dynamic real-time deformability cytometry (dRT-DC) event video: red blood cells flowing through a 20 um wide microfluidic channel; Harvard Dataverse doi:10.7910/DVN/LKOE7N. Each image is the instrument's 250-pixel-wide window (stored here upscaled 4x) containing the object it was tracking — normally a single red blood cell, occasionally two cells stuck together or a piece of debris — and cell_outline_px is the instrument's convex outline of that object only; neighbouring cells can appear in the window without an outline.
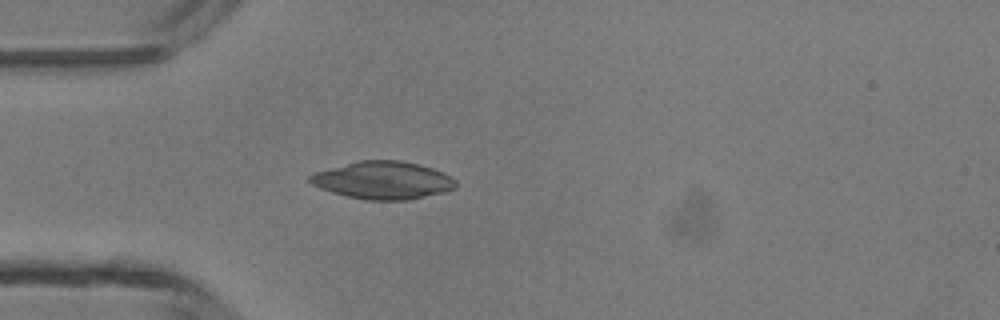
{"species": "common noctule bat (a hibernating species)", "species_latin": "Nyctalus noctula", "temperature_condition": "room temperature", "stored_images_in_passage": 34, "camera_frame_rate_fps": 3000, "um_per_image_px": 0.085, "animal": {"sex": "male", "body_mass_g": 13.3}, "frame": {"image": 1, "passage_image": 1, "time_ms": 0.0, "image_size_px": [1000, 320], "cell_outline_px": [[456, 188], [444, 192], [408, 200], [368, 200], [348, 196], [332, 192], [320, 188], [312, 184], [308, 180], [308, 176], [316, 172], [360, 160], [400, 160], [420, 164], [444, 172], [456, 180]], "centroid_in_image_um": [32.59, 15.32], "position_along_channel_um": 52.4, "area_um2": 31.91}}
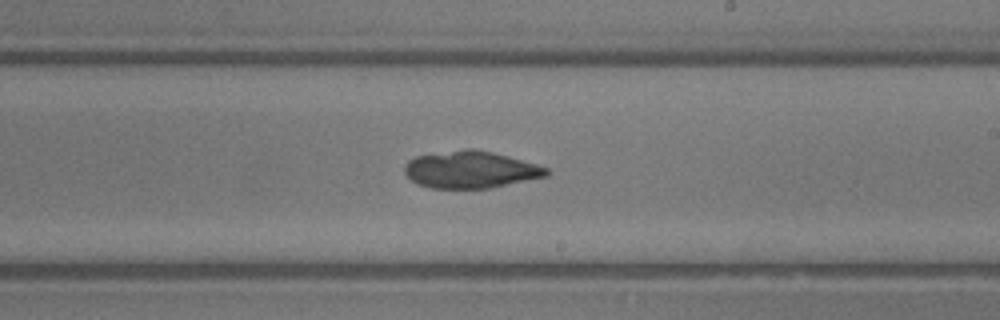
{"frame": {"image": 2, "passage_image": 15, "time_ms": 4.667, "image_size_px": [1000, 320], "cell_outline_px": [[552, 172], [548, 176], [492, 188], [432, 188], [416, 184], [404, 172], [404, 164], [408, 160], [416, 156], [464, 148], [472, 148], [492, 152], [508, 156], [536, 164], [548, 168]], "centroid_in_image_um": [40.01, 14.42], "position_along_channel_um": 249.0, "area_um2": 30.87}}
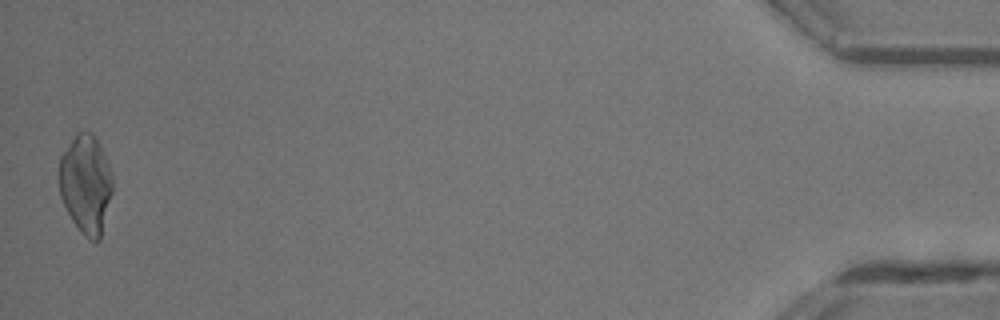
{"frame": {"image": 3, "passage_image": 34, "time_ms": 11.0, "image_size_px": [1000, 320], "cell_outline_px": [[112, 192], [100, 240], [96, 244], [88, 240], [80, 232], [72, 220], [60, 196], [60, 156], [76, 132], [84, 128], [92, 132], [112, 172]], "centroid_in_image_um": [7.3, 15.66], "position_along_channel_um": 427.9, "area_um2": 30.81}}